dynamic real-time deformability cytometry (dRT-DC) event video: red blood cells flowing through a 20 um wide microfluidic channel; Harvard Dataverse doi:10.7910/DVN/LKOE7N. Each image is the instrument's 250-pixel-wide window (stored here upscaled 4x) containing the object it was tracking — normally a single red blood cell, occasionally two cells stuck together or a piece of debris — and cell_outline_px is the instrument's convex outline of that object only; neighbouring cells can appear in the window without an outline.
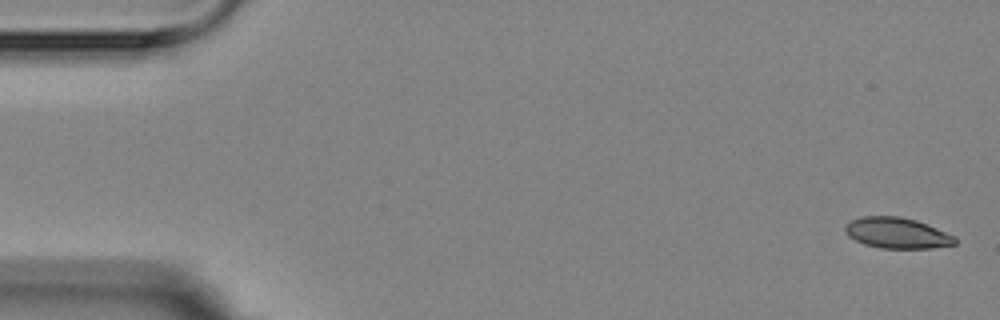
{"species": "Egyptian fruit bat (a non-hibernating species)", "species_latin": "Rousettus aegyptiacus", "temperature_condition": "room temperature", "stored_images_in_passage": 5, "camera_frame_rate_fps": 3000, "um_per_image_px": 0.085, "animal": {"sex": "female"}, "frame": {"image": 1, "passage_image": 1, "time_ms": 0.0, "image_size_px": [1000, 320], "cell_outline_px": [[956, 244], [932, 248], [880, 248], [864, 244], [848, 236], [844, 232], [844, 228], [852, 220], [864, 216], [900, 216], [916, 220], [956, 236]], "centroid_in_image_um": [76.26, 19.81], "position_along_channel_um": 8.7, "area_um2": 19.65}}
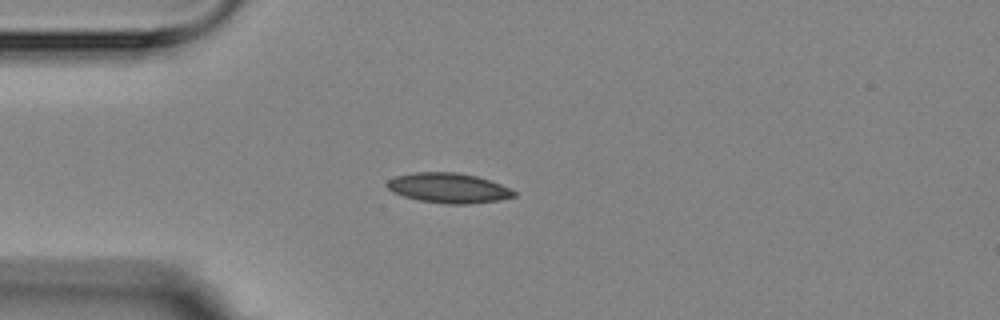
{"frame": {"image": 2, "passage_image": 4, "time_ms": 4.333, "image_size_px": [1000, 320], "cell_outline_px": [[516, 196], [500, 200], [468, 204], [444, 204], [420, 200], [404, 196], [392, 192], [384, 184], [388, 180], [396, 176], [416, 172], [456, 172], [476, 176], [500, 184], [516, 192]], "centroid_in_image_um": [38.1, 15.98], "position_along_channel_um": 46.9, "area_um2": 22.08}}